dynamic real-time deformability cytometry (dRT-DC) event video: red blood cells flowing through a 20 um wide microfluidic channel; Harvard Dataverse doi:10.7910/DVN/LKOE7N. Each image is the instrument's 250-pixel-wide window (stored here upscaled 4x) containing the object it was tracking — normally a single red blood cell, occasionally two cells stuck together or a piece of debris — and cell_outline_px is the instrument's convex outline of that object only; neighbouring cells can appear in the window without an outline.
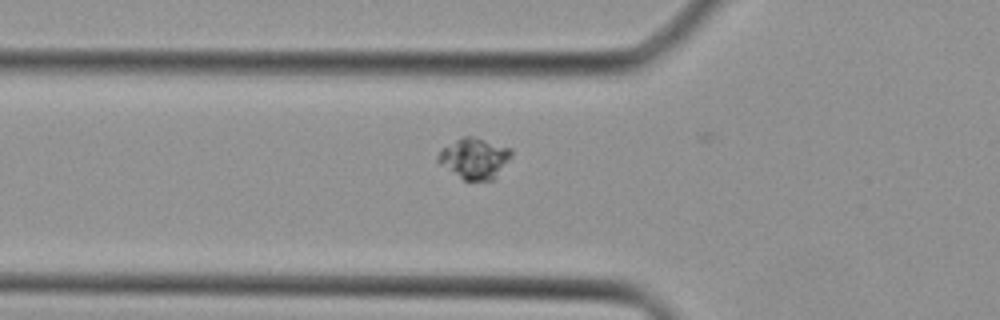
{"species": "Egyptian fruit bat (a non-hibernating species)", "species_latin": "Rousettus aegyptiacus", "temperature_condition": "cold", "stored_images_in_passage": 6, "camera_frame_rate_fps": 3000, "um_per_image_px": 0.085, "animal": {"sex": "female"}, "frame": {"image": 1, "passage_image": 5, "time_ms": 1.333, "image_size_px": [1000, 320], "cell_outline_px": [[512, 156], [492, 180], [464, 180], [440, 164], [436, 160], [436, 156], [444, 148], [456, 140], [464, 136], [472, 136], [512, 148]], "centroid_in_image_um": [40.33, 13.45], "position_along_channel_um": 85.5, "area_um2": 17.05}}